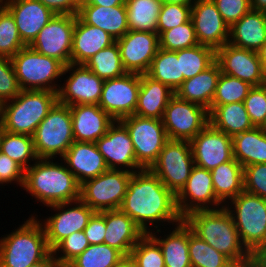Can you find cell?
I'll return each instance as SVG.
<instances>
[{
    "label": "cell",
    "instance_id": "obj_1",
    "mask_svg": "<svg viewBox=\"0 0 266 267\" xmlns=\"http://www.w3.org/2000/svg\"><path fill=\"white\" fill-rule=\"evenodd\" d=\"M119 209L145 234L151 232L150 225L158 229L155 223L176 225L183 220L176 206V195L150 169L132 174Z\"/></svg>",
    "mask_w": 266,
    "mask_h": 267
},
{
    "label": "cell",
    "instance_id": "obj_2",
    "mask_svg": "<svg viewBox=\"0 0 266 267\" xmlns=\"http://www.w3.org/2000/svg\"><path fill=\"white\" fill-rule=\"evenodd\" d=\"M183 220L195 235L224 254L236 267L254 265V257L243 246L233 218L225 206L215 210L194 211Z\"/></svg>",
    "mask_w": 266,
    "mask_h": 267
},
{
    "label": "cell",
    "instance_id": "obj_3",
    "mask_svg": "<svg viewBox=\"0 0 266 267\" xmlns=\"http://www.w3.org/2000/svg\"><path fill=\"white\" fill-rule=\"evenodd\" d=\"M52 160V161H51ZM23 189L44 206L80 198V184L66 164L37 159L25 169Z\"/></svg>",
    "mask_w": 266,
    "mask_h": 267
},
{
    "label": "cell",
    "instance_id": "obj_4",
    "mask_svg": "<svg viewBox=\"0 0 266 267\" xmlns=\"http://www.w3.org/2000/svg\"><path fill=\"white\" fill-rule=\"evenodd\" d=\"M35 216L0 239V267H29L51 252L41 219Z\"/></svg>",
    "mask_w": 266,
    "mask_h": 267
},
{
    "label": "cell",
    "instance_id": "obj_5",
    "mask_svg": "<svg viewBox=\"0 0 266 267\" xmlns=\"http://www.w3.org/2000/svg\"><path fill=\"white\" fill-rule=\"evenodd\" d=\"M57 101V92L21 90L14 99L3 103L2 123L5 131L33 136Z\"/></svg>",
    "mask_w": 266,
    "mask_h": 267
},
{
    "label": "cell",
    "instance_id": "obj_6",
    "mask_svg": "<svg viewBox=\"0 0 266 267\" xmlns=\"http://www.w3.org/2000/svg\"><path fill=\"white\" fill-rule=\"evenodd\" d=\"M229 202L225 207L233 218L240 240L255 258L266 246V199L242 191Z\"/></svg>",
    "mask_w": 266,
    "mask_h": 267
},
{
    "label": "cell",
    "instance_id": "obj_7",
    "mask_svg": "<svg viewBox=\"0 0 266 267\" xmlns=\"http://www.w3.org/2000/svg\"><path fill=\"white\" fill-rule=\"evenodd\" d=\"M11 62L21 90L59 91L56 84L63 76L65 65L56 58L48 57L25 46L12 58Z\"/></svg>",
    "mask_w": 266,
    "mask_h": 267
},
{
    "label": "cell",
    "instance_id": "obj_8",
    "mask_svg": "<svg viewBox=\"0 0 266 267\" xmlns=\"http://www.w3.org/2000/svg\"><path fill=\"white\" fill-rule=\"evenodd\" d=\"M32 137L39 159L55 160L57 155L62 158L74 142L70 106L57 101Z\"/></svg>",
    "mask_w": 266,
    "mask_h": 267
},
{
    "label": "cell",
    "instance_id": "obj_9",
    "mask_svg": "<svg viewBox=\"0 0 266 267\" xmlns=\"http://www.w3.org/2000/svg\"><path fill=\"white\" fill-rule=\"evenodd\" d=\"M131 172L108 169L80 184V200L94 212L119 209L126 195Z\"/></svg>",
    "mask_w": 266,
    "mask_h": 267
},
{
    "label": "cell",
    "instance_id": "obj_10",
    "mask_svg": "<svg viewBox=\"0 0 266 267\" xmlns=\"http://www.w3.org/2000/svg\"><path fill=\"white\" fill-rule=\"evenodd\" d=\"M194 166L190 141L169 139L150 170L176 195L186 184Z\"/></svg>",
    "mask_w": 266,
    "mask_h": 267
},
{
    "label": "cell",
    "instance_id": "obj_11",
    "mask_svg": "<svg viewBox=\"0 0 266 267\" xmlns=\"http://www.w3.org/2000/svg\"><path fill=\"white\" fill-rule=\"evenodd\" d=\"M120 121L130 134L137 163L143 169H150L169 140L163 121L134 114Z\"/></svg>",
    "mask_w": 266,
    "mask_h": 267
},
{
    "label": "cell",
    "instance_id": "obj_12",
    "mask_svg": "<svg viewBox=\"0 0 266 267\" xmlns=\"http://www.w3.org/2000/svg\"><path fill=\"white\" fill-rule=\"evenodd\" d=\"M162 121L168 139L191 141L209 124V111L174 95L167 103Z\"/></svg>",
    "mask_w": 266,
    "mask_h": 267
},
{
    "label": "cell",
    "instance_id": "obj_13",
    "mask_svg": "<svg viewBox=\"0 0 266 267\" xmlns=\"http://www.w3.org/2000/svg\"><path fill=\"white\" fill-rule=\"evenodd\" d=\"M47 207H50L55 212L57 211L56 214L44 219V223L41 221L47 244L51 251L72 233L84 231L89 219L95 213L80 199L52 204Z\"/></svg>",
    "mask_w": 266,
    "mask_h": 267
},
{
    "label": "cell",
    "instance_id": "obj_14",
    "mask_svg": "<svg viewBox=\"0 0 266 267\" xmlns=\"http://www.w3.org/2000/svg\"><path fill=\"white\" fill-rule=\"evenodd\" d=\"M75 22V15H55L30 47L40 54L58 59L65 66L69 65Z\"/></svg>",
    "mask_w": 266,
    "mask_h": 267
},
{
    "label": "cell",
    "instance_id": "obj_15",
    "mask_svg": "<svg viewBox=\"0 0 266 267\" xmlns=\"http://www.w3.org/2000/svg\"><path fill=\"white\" fill-rule=\"evenodd\" d=\"M140 89V74L126 73L124 76L104 80L98 105L115 121L134 114Z\"/></svg>",
    "mask_w": 266,
    "mask_h": 267
},
{
    "label": "cell",
    "instance_id": "obj_16",
    "mask_svg": "<svg viewBox=\"0 0 266 267\" xmlns=\"http://www.w3.org/2000/svg\"><path fill=\"white\" fill-rule=\"evenodd\" d=\"M66 83L59 88L58 102L64 105L98 104L103 90L104 80L99 78L84 64L65 66L63 75ZM72 71V72H70Z\"/></svg>",
    "mask_w": 266,
    "mask_h": 267
},
{
    "label": "cell",
    "instance_id": "obj_17",
    "mask_svg": "<svg viewBox=\"0 0 266 267\" xmlns=\"http://www.w3.org/2000/svg\"><path fill=\"white\" fill-rule=\"evenodd\" d=\"M176 206L182 218L194 211L224 207L215 196L209 170L196 165L193 167L186 184L176 194Z\"/></svg>",
    "mask_w": 266,
    "mask_h": 267
},
{
    "label": "cell",
    "instance_id": "obj_18",
    "mask_svg": "<svg viewBox=\"0 0 266 267\" xmlns=\"http://www.w3.org/2000/svg\"><path fill=\"white\" fill-rule=\"evenodd\" d=\"M95 144L109 169H120L131 173L143 169L136 161L130 134L121 121H114L107 133Z\"/></svg>",
    "mask_w": 266,
    "mask_h": 267
},
{
    "label": "cell",
    "instance_id": "obj_19",
    "mask_svg": "<svg viewBox=\"0 0 266 267\" xmlns=\"http://www.w3.org/2000/svg\"><path fill=\"white\" fill-rule=\"evenodd\" d=\"M121 62L127 73L147 74L159 49L157 33L128 31L116 40Z\"/></svg>",
    "mask_w": 266,
    "mask_h": 267
},
{
    "label": "cell",
    "instance_id": "obj_20",
    "mask_svg": "<svg viewBox=\"0 0 266 267\" xmlns=\"http://www.w3.org/2000/svg\"><path fill=\"white\" fill-rule=\"evenodd\" d=\"M194 163L206 170L233 159L232 137L213 127L210 123L191 141Z\"/></svg>",
    "mask_w": 266,
    "mask_h": 267
},
{
    "label": "cell",
    "instance_id": "obj_21",
    "mask_svg": "<svg viewBox=\"0 0 266 267\" xmlns=\"http://www.w3.org/2000/svg\"><path fill=\"white\" fill-rule=\"evenodd\" d=\"M191 20L200 45L211 47L216 51L228 43L229 26L212 0H194Z\"/></svg>",
    "mask_w": 266,
    "mask_h": 267
},
{
    "label": "cell",
    "instance_id": "obj_22",
    "mask_svg": "<svg viewBox=\"0 0 266 267\" xmlns=\"http://www.w3.org/2000/svg\"><path fill=\"white\" fill-rule=\"evenodd\" d=\"M216 62L221 73L236 77L252 86H260L266 81L257 52L226 43L216 50Z\"/></svg>",
    "mask_w": 266,
    "mask_h": 267
},
{
    "label": "cell",
    "instance_id": "obj_23",
    "mask_svg": "<svg viewBox=\"0 0 266 267\" xmlns=\"http://www.w3.org/2000/svg\"><path fill=\"white\" fill-rule=\"evenodd\" d=\"M3 3L12 14L25 46H30L38 33L55 16L38 0H3Z\"/></svg>",
    "mask_w": 266,
    "mask_h": 267
},
{
    "label": "cell",
    "instance_id": "obj_24",
    "mask_svg": "<svg viewBox=\"0 0 266 267\" xmlns=\"http://www.w3.org/2000/svg\"><path fill=\"white\" fill-rule=\"evenodd\" d=\"M68 170L79 184L93 179L109 168L95 143L74 141L62 156Z\"/></svg>",
    "mask_w": 266,
    "mask_h": 267
},
{
    "label": "cell",
    "instance_id": "obj_25",
    "mask_svg": "<svg viewBox=\"0 0 266 267\" xmlns=\"http://www.w3.org/2000/svg\"><path fill=\"white\" fill-rule=\"evenodd\" d=\"M74 141L95 143L115 121L98 104L70 106Z\"/></svg>",
    "mask_w": 266,
    "mask_h": 267
},
{
    "label": "cell",
    "instance_id": "obj_26",
    "mask_svg": "<svg viewBox=\"0 0 266 267\" xmlns=\"http://www.w3.org/2000/svg\"><path fill=\"white\" fill-rule=\"evenodd\" d=\"M104 244L119 250L127 259L133 247L145 235L141 228L120 209L105 211Z\"/></svg>",
    "mask_w": 266,
    "mask_h": 267
},
{
    "label": "cell",
    "instance_id": "obj_27",
    "mask_svg": "<svg viewBox=\"0 0 266 267\" xmlns=\"http://www.w3.org/2000/svg\"><path fill=\"white\" fill-rule=\"evenodd\" d=\"M115 42L116 40L106 31L86 24L76 15L72 39L71 63L85 64L90 57Z\"/></svg>",
    "mask_w": 266,
    "mask_h": 267
},
{
    "label": "cell",
    "instance_id": "obj_28",
    "mask_svg": "<svg viewBox=\"0 0 266 267\" xmlns=\"http://www.w3.org/2000/svg\"><path fill=\"white\" fill-rule=\"evenodd\" d=\"M266 41V13L250 10L229 28L232 46L257 52Z\"/></svg>",
    "mask_w": 266,
    "mask_h": 267
},
{
    "label": "cell",
    "instance_id": "obj_29",
    "mask_svg": "<svg viewBox=\"0 0 266 267\" xmlns=\"http://www.w3.org/2000/svg\"><path fill=\"white\" fill-rule=\"evenodd\" d=\"M175 95L165 84L147 74L140 75L138 103L134 115L162 120L169 100Z\"/></svg>",
    "mask_w": 266,
    "mask_h": 267
},
{
    "label": "cell",
    "instance_id": "obj_30",
    "mask_svg": "<svg viewBox=\"0 0 266 267\" xmlns=\"http://www.w3.org/2000/svg\"><path fill=\"white\" fill-rule=\"evenodd\" d=\"M78 16L88 25L96 26L115 40L128 31L126 5L102 7L99 5H80Z\"/></svg>",
    "mask_w": 266,
    "mask_h": 267
},
{
    "label": "cell",
    "instance_id": "obj_31",
    "mask_svg": "<svg viewBox=\"0 0 266 267\" xmlns=\"http://www.w3.org/2000/svg\"><path fill=\"white\" fill-rule=\"evenodd\" d=\"M220 74V66L215 61L203 72L184 80L175 91V95L182 100L199 104L209 111Z\"/></svg>",
    "mask_w": 266,
    "mask_h": 267
},
{
    "label": "cell",
    "instance_id": "obj_32",
    "mask_svg": "<svg viewBox=\"0 0 266 267\" xmlns=\"http://www.w3.org/2000/svg\"><path fill=\"white\" fill-rule=\"evenodd\" d=\"M153 231V232H152ZM161 229L148 233L160 246L165 267H192L188 252L189 226L184 220L163 237L157 236ZM159 237V238H158ZM163 238V239H162Z\"/></svg>",
    "mask_w": 266,
    "mask_h": 267
},
{
    "label": "cell",
    "instance_id": "obj_33",
    "mask_svg": "<svg viewBox=\"0 0 266 267\" xmlns=\"http://www.w3.org/2000/svg\"><path fill=\"white\" fill-rule=\"evenodd\" d=\"M233 158L243 168L266 164V128L254 127L232 137Z\"/></svg>",
    "mask_w": 266,
    "mask_h": 267
},
{
    "label": "cell",
    "instance_id": "obj_34",
    "mask_svg": "<svg viewBox=\"0 0 266 267\" xmlns=\"http://www.w3.org/2000/svg\"><path fill=\"white\" fill-rule=\"evenodd\" d=\"M209 123L230 137L254 128L243 102L211 106Z\"/></svg>",
    "mask_w": 266,
    "mask_h": 267
},
{
    "label": "cell",
    "instance_id": "obj_35",
    "mask_svg": "<svg viewBox=\"0 0 266 267\" xmlns=\"http://www.w3.org/2000/svg\"><path fill=\"white\" fill-rule=\"evenodd\" d=\"M216 198L225 206L228 200L244 191L243 166L234 158L211 170Z\"/></svg>",
    "mask_w": 266,
    "mask_h": 267
},
{
    "label": "cell",
    "instance_id": "obj_36",
    "mask_svg": "<svg viewBox=\"0 0 266 267\" xmlns=\"http://www.w3.org/2000/svg\"><path fill=\"white\" fill-rule=\"evenodd\" d=\"M163 0H125L128 29L157 33V23Z\"/></svg>",
    "mask_w": 266,
    "mask_h": 267
},
{
    "label": "cell",
    "instance_id": "obj_37",
    "mask_svg": "<svg viewBox=\"0 0 266 267\" xmlns=\"http://www.w3.org/2000/svg\"><path fill=\"white\" fill-rule=\"evenodd\" d=\"M147 75L175 92L183 83V73H181L180 58H177V51L159 48Z\"/></svg>",
    "mask_w": 266,
    "mask_h": 267
},
{
    "label": "cell",
    "instance_id": "obj_38",
    "mask_svg": "<svg viewBox=\"0 0 266 267\" xmlns=\"http://www.w3.org/2000/svg\"><path fill=\"white\" fill-rule=\"evenodd\" d=\"M84 65L103 80L119 78L127 73L116 42L90 57Z\"/></svg>",
    "mask_w": 266,
    "mask_h": 267
},
{
    "label": "cell",
    "instance_id": "obj_39",
    "mask_svg": "<svg viewBox=\"0 0 266 267\" xmlns=\"http://www.w3.org/2000/svg\"><path fill=\"white\" fill-rule=\"evenodd\" d=\"M127 258L107 244H91L70 263L74 267H118Z\"/></svg>",
    "mask_w": 266,
    "mask_h": 267
},
{
    "label": "cell",
    "instance_id": "obj_40",
    "mask_svg": "<svg viewBox=\"0 0 266 267\" xmlns=\"http://www.w3.org/2000/svg\"><path fill=\"white\" fill-rule=\"evenodd\" d=\"M177 58H180L184 81L210 67L216 61V51L211 47L198 44L191 48L178 50Z\"/></svg>",
    "mask_w": 266,
    "mask_h": 267
},
{
    "label": "cell",
    "instance_id": "obj_41",
    "mask_svg": "<svg viewBox=\"0 0 266 267\" xmlns=\"http://www.w3.org/2000/svg\"><path fill=\"white\" fill-rule=\"evenodd\" d=\"M188 252L192 267H236L224 254L195 235L190 227Z\"/></svg>",
    "mask_w": 266,
    "mask_h": 267
},
{
    "label": "cell",
    "instance_id": "obj_42",
    "mask_svg": "<svg viewBox=\"0 0 266 267\" xmlns=\"http://www.w3.org/2000/svg\"><path fill=\"white\" fill-rule=\"evenodd\" d=\"M0 152L16 161L24 169L31 166L29 161H36L38 159L33 137L24 134H13L5 131Z\"/></svg>",
    "mask_w": 266,
    "mask_h": 267
},
{
    "label": "cell",
    "instance_id": "obj_43",
    "mask_svg": "<svg viewBox=\"0 0 266 267\" xmlns=\"http://www.w3.org/2000/svg\"><path fill=\"white\" fill-rule=\"evenodd\" d=\"M252 87L243 80L221 73L211 106L243 102Z\"/></svg>",
    "mask_w": 266,
    "mask_h": 267
},
{
    "label": "cell",
    "instance_id": "obj_44",
    "mask_svg": "<svg viewBox=\"0 0 266 267\" xmlns=\"http://www.w3.org/2000/svg\"><path fill=\"white\" fill-rule=\"evenodd\" d=\"M24 47L12 14L3 6L0 9V57L11 59Z\"/></svg>",
    "mask_w": 266,
    "mask_h": 267
},
{
    "label": "cell",
    "instance_id": "obj_45",
    "mask_svg": "<svg viewBox=\"0 0 266 267\" xmlns=\"http://www.w3.org/2000/svg\"><path fill=\"white\" fill-rule=\"evenodd\" d=\"M198 44L192 20L159 35V48L167 51H178Z\"/></svg>",
    "mask_w": 266,
    "mask_h": 267
},
{
    "label": "cell",
    "instance_id": "obj_46",
    "mask_svg": "<svg viewBox=\"0 0 266 267\" xmlns=\"http://www.w3.org/2000/svg\"><path fill=\"white\" fill-rule=\"evenodd\" d=\"M128 259L136 267H165L161 248L149 234L138 241Z\"/></svg>",
    "mask_w": 266,
    "mask_h": 267
},
{
    "label": "cell",
    "instance_id": "obj_47",
    "mask_svg": "<svg viewBox=\"0 0 266 267\" xmlns=\"http://www.w3.org/2000/svg\"><path fill=\"white\" fill-rule=\"evenodd\" d=\"M192 5L163 2L157 23V34L191 20Z\"/></svg>",
    "mask_w": 266,
    "mask_h": 267
},
{
    "label": "cell",
    "instance_id": "obj_48",
    "mask_svg": "<svg viewBox=\"0 0 266 267\" xmlns=\"http://www.w3.org/2000/svg\"><path fill=\"white\" fill-rule=\"evenodd\" d=\"M88 239L84 231H77L62 240L53 250L55 259L60 265L70 263L80 255L88 246ZM60 253L61 255L57 254ZM59 255V256H58Z\"/></svg>",
    "mask_w": 266,
    "mask_h": 267
},
{
    "label": "cell",
    "instance_id": "obj_49",
    "mask_svg": "<svg viewBox=\"0 0 266 267\" xmlns=\"http://www.w3.org/2000/svg\"><path fill=\"white\" fill-rule=\"evenodd\" d=\"M254 127L266 128V89L263 85L253 86L243 101Z\"/></svg>",
    "mask_w": 266,
    "mask_h": 267
},
{
    "label": "cell",
    "instance_id": "obj_50",
    "mask_svg": "<svg viewBox=\"0 0 266 267\" xmlns=\"http://www.w3.org/2000/svg\"><path fill=\"white\" fill-rule=\"evenodd\" d=\"M20 91L11 59L0 57V101L12 100Z\"/></svg>",
    "mask_w": 266,
    "mask_h": 267
},
{
    "label": "cell",
    "instance_id": "obj_51",
    "mask_svg": "<svg viewBox=\"0 0 266 267\" xmlns=\"http://www.w3.org/2000/svg\"><path fill=\"white\" fill-rule=\"evenodd\" d=\"M244 191L266 199V164H253L243 168Z\"/></svg>",
    "mask_w": 266,
    "mask_h": 267
},
{
    "label": "cell",
    "instance_id": "obj_52",
    "mask_svg": "<svg viewBox=\"0 0 266 267\" xmlns=\"http://www.w3.org/2000/svg\"><path fill=\"white\" fill-rule=\"evenodd\" d=\"M229 28L251 10V0H212Z\"/></svg>",
    "mask_w": 266,
    "mask_h": 267
},
{
    "label": "cell",
    "instance_id": "obj_53",
    "mask_svg": "<svg viewBox=\"0 0 266 267\" xmlns=\"http://www.w3.org/2000/svg\"><path fill=\"white\" fill-rule=\"evenodd\" d=\"M25 169L16 161L0 152V181L2 184H18L23 187Z\"/></svg>",
    "mask_w": 266,
    "mask_h": 267
},
{
    "label": "cell",
    "instance_id": "obj_54",
    "mask_svg": "<svg viewBox=\"0 0 266 267\" xmlns=\"http://www.w3.org/2000/svg\"><path fill=\"white\" fill-rule=\"evenodd\" d=\"M84 233L90 245L104 243L106 233L105 211L95 212L92 215L84 229Z\"/></svg>",
    "mask_w": 266,
    "mask_h": 267
},
{
    "label": "cell",
    "instance_id": "obj_55",
    "mask_svg": "<svg viewBox=\"0 0 266 267\" xmlns=\"http://www.w3.org/2000/svg\"><path fill=\"white\" fill-rule=\"evenodd\" d=\"M55 15H78L80 0H38Z\"/></svg>",
    "mask_w": 266,
    "mask_h": 267
},
{
    "label": "cell",
    "instance_id": "obj_56",
    "mask_svg": "<svg viewBox=\"0 0 266 267\" xmlns=\"http://www.w3.org/2000/svg\"><path fill=\"white\" fill-rule=\"evenodd\" d=\"M80 5H99L102 7H114L125 5V0H80Z\"/></svg>",
    "mask_w": 266,
    "mask_h": 267
},
{
    "label": "cell",
    "instance_id": "obj_57",
    "mask_svg": "<svg viewBox=\"0 0 266 267\" xmlns=\"http://www.w3.org/2000/svg\"><path fill=\"white\" fill-rule=\"evenodd\" d=\"M29 267H60V264L55 259L54 254L51 251L43 260L32 264Z\"/></svg>",
    "mask_w": 266,
    "mask_h": 267
},
{
    "label": "cell",
    "instance_id": "obj_58",
    "mask_svg": "<svg viewBox=\"0 0 266 267\" xmlns=\"http://www.w3.org/2000/svg\"><path fill=\"white\" fill-rule=\"evenodd\" d=\"M257 54L261 63L262 72L266 77V41L263 43L262 47L257 51Z\"/></svg>",
    "mask_w": 266,
    "mask_h": 267
},
{
    "label": "cell",
    "instance_id": "obj_59",
    "mask_svg": "<svg viewBox=\"0 0 266 267\" xmlns=\"http://www.w3.org/2000/svg\"><path fill=\"white\" fill-rule=\"evenodd\" d=\"M254 264L257 267H266V246L254 258Z\"/></svg>",
    "mask_w": 266,
    "mask_h": 267
},
{
    "label": "cell",
    "instance_id": "obj_60",
    "mask_svg": "<svg viewBox=\"0 0 266 267\" xmlns=\"http://www.w3.org/2000/svg\"><path fill=\"white\" fill-rule=\"evenodd\" d=\"M251 10L266 13V0H251Z\"/></svg>",
    "mask_w": 266,
    "mask_h": 267
},
{
    "label": "cell",
    "instance_id": "obj_61",
    "mask_svg": "<svg viewBox=\"0 0 266 267\" xmlns=\"http://www.w3.org/2000/svg\"><path fill=\"white\" fill-rule=\"evenodd\" d=\"M194 0H163V2L175 3L181 5H192Z\"/></svg>",
    "mask_w": 266,
    "mask_h": 267
},
{
    "label": "cell",
    "instance_id": "obj_62",
    "mask_svg": "<svg viewBox=\"0 0 266 267\" xmlns=\"http://www.w3.org/2000/svg\"><path fill=\"white\" fill-rule=\"evenodd\" d=\"M4 134H5V128L3 126L2 121H0V149H1V142H2Z\"/></svg>",
    "mask_w": 266,
    "mask_h": 267
},
{
    "label": "cell",
    "instance_id": "obj_63",
    "mask_svg": "<svg viewBox=\"0 0 266 267\" xmlns=\"http://www.w3.org/2000/svg\"><path fill=\"white\" fill-rule=\"evenodd\" d=\"M118 267H129V259H127L124 263H122L120 266Z\"/></svg>",
    "mask_w": 266,
    "mask_h": 267
},
{
    "label": "cell",
    "instance_id": "obj_64",
    "mask_svg": "<svg viewBox=\"0 0 266 267\" xmlns=\"http://www.w3.org/2000/svg\"><path fill=\"white\" fill-rule=\"evenodd\" d=\"M2 107L3 103L0 101V121H2Z\"/></svg>",
    "mask_w": 266,
    "mask_h": 267
},
{
    "label": "cell",
    "instance_id": "obj_65",
    "mask_svg": "<svg viewBox=\"0 0 266 267\" xmlns=\"http://www.w3.org/2000/svg\"><path fill=\"white\" fill-rule=\"evenodd\" d=\"M60 267H74L71 263L60 265Z\"/></svg>",
    "mask_w": 266,
    "mask_h": 267
},
{
    "label": "cell",
    "instance_id": "obj_66",
    "mask_svg": "<svg viewBox=\"0 0 266 267\" xmlns=\"http://www.w3.org/2000/svg\"><path fill=\"white\" fill-rule=\"evenodd\" d=\"M129 267H136V266L129 260Z\"/></svg>",
    "mask_w": 266,
    "mask_h": 267
},
{
    "label": "cell",
    "instance_id": "obj_67",
    "mask_svg": "<svg viewBox=\"0 0 266 267\" xmlns=\"http://www.w3.org/2000/svg\"><path fill=\"white\" fill-rule=\"evenodd\" d=\"M4 6L3 0H0V9Z\"/></svg>",
    "mask_w": 266,
    "mask_h": 267
},
{
    "label": "cell",
    "instance_id": "obj_68",
    "mask_svg": "<svg viewBox=\"0 0 266 267\" xmlns=\"http://www.w3.org/2000/svg\"><path fill=\"white\" fill-rule=\"evenodd\" d=\"M264 87H265V89H266V81L262 84Z\"/></svg>",
    "mask_w": 266,
    "mask_h": 267
}]
</instances>
